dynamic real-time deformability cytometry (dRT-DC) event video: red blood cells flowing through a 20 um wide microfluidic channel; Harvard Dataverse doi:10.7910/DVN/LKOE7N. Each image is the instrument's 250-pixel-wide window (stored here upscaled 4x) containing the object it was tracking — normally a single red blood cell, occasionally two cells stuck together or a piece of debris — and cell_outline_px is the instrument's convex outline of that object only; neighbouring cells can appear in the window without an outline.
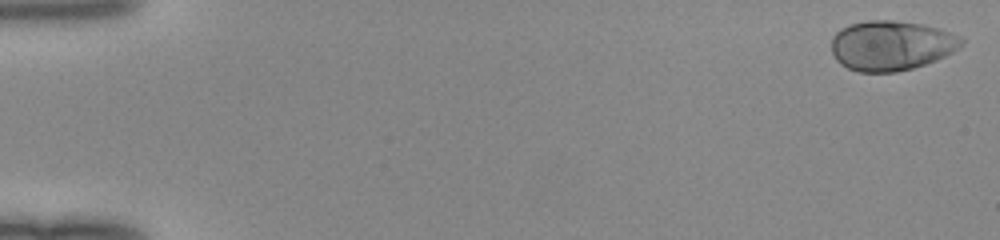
{"species": "human", "species_latin": "Homo sapiens", "temperature_condition": "room temperature", "stored_images_in_passage": 49, "camera_frame_rate_fps": 3000, "um_per_image_px": 0.085, "donor": {"sex": "female"}, "frame": {"image": 1, "passage_image": 1, "time_ms": 0.0, "image_size_px": [1000, 240], "cell_outline_px": [[964, 40], [952, 52], [936, 60], [912, 68], [896, 72], [860, 72], [848, 68], [840, 64], [836, 60], [832, 52], [832, 36], [840, 28], [852, 24], [868, 20], [892, 20], [920, 24], [940, 28], [960, 36]], "centroid_in_image_um": [75.72, 3.87], "position_along_channel_um": 9.3, "area_um2": 37.63}}
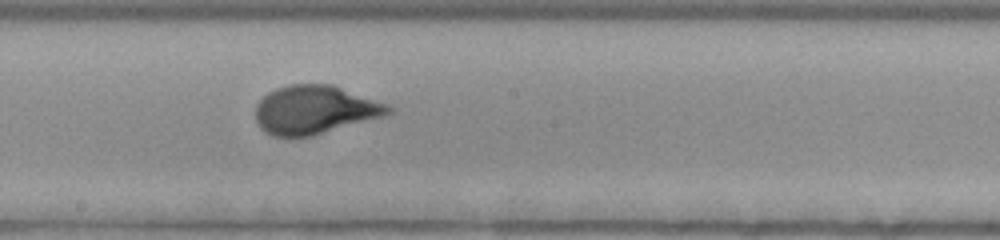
{"frame": {"image": 2, "passage_image": 28, "time_ms": 9.0, "image_size_px": [1000, 240], "cell_outline_px": [[396, 112], [384, 116], [312, 136], [272, 136], [264, 132], [260, 128], [256, 120], [256, 104], [268, 92], [276, 88], [292, 84], [332, 84], [388, 104], [396, 108]], "centroid_in_image_um": [26.79, 9.33], "position_along_channel_um": 221.4, "area_um2": 37.74}}
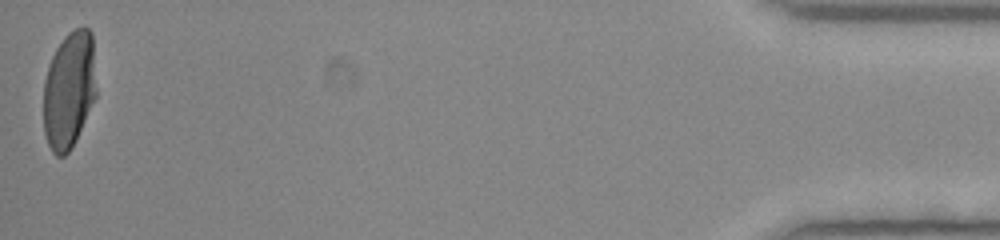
{"frame": {"image": 3, "passage_image": 49, "time_ms": 16.0, "image_size_px": [1000, 240], "cell_outline_px": [[96, 96], [76, 140], [68, 152], [64, 156], [56, 156], [52, 152], [48, 144], [44, 132], [44, 80], [52, 56], [56, 48], [64, 36], [68, 32], [76, 28], [88, 28], [92, 32], [96, 88]], "centroid_in_image_um": [5.87, 7.64], "position_along_channel_um": 429.3, "area_um2": 36.07}}